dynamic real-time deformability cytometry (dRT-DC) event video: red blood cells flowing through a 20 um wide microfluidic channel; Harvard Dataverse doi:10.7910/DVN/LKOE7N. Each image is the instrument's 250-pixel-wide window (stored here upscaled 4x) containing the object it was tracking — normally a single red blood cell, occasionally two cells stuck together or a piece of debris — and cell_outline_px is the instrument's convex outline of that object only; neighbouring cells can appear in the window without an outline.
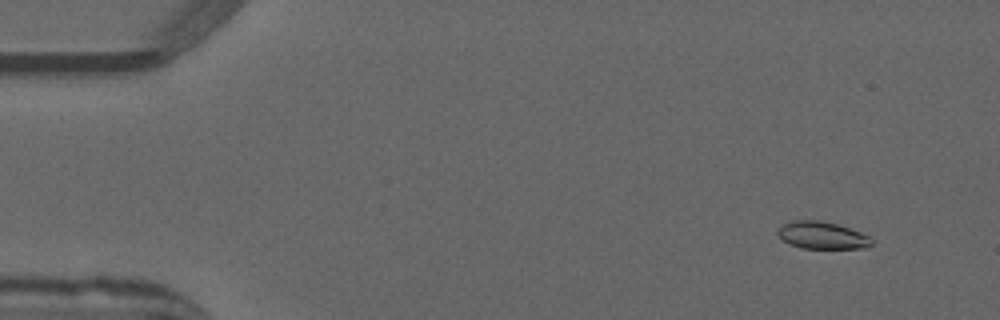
{"species": "common noctule bat (a hibernating species)", "species_latin": "Nyctalus noctula", "temperature_condition": "warm", "stored_images_in_passage": 52, "camera_frame_rate_fps": 3000, "um_per_image_px": 0.085, "animal": {"sex": "male", "forearm_length_mm": 52.5}, "frame": {"image": 1, "passage_image": 5, "time_ms": 1.333, "image_size_px": [1000, 320], "cell_outline_px": [[872, 244], [868, 248], [800, 248], [788, 244], [776, 232], [784, 224], [792, 220], [820, 220], [836, 224], [860, 232], [868, 236], [872, 240]], "centroid_in_image_um": [69.87, 20.01], "position_along_channel_um": 15.1, "area_um2": 14.8}}
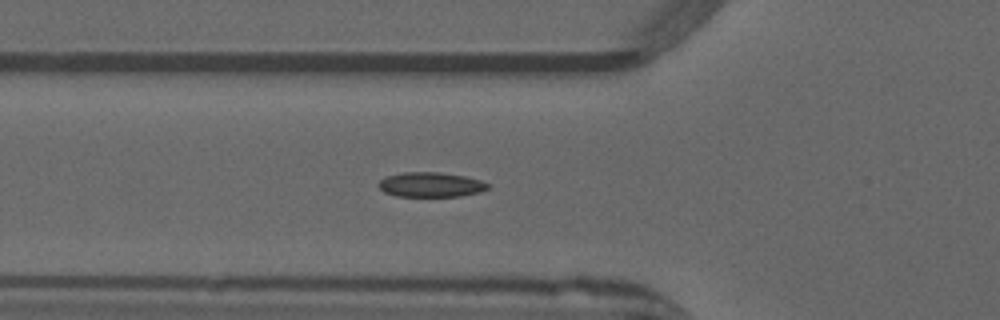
{"frame": {"image": 2, "passage_image": 19, "time_ms": 6.0, "image_size_px": [1000, 320], "cell_outline_px": [[488, 188], [480, 192], [460, 196], [396, 196], [384, 192], [376, 184], [380, 180], [388, 176], [404, 172], [440, 172], [464, 176], [480, 180], [488, 184]], "centroid_in_image_um": [36.59, 15.69], "position_along_channel_um": 89.2, "area_um2": 15.66}}
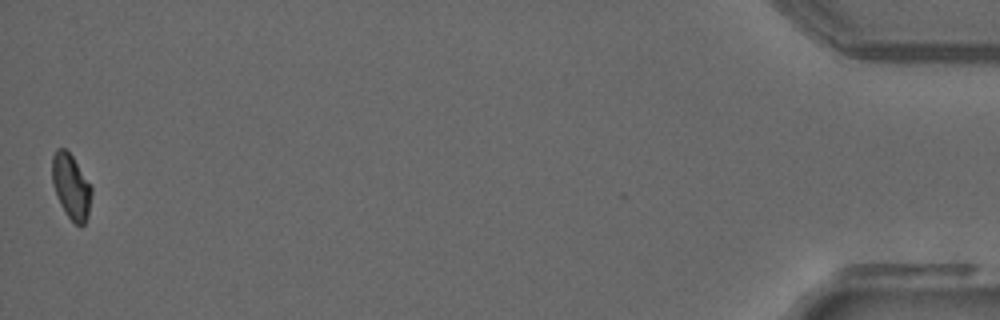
{"frame": {"image": 3, "passage_image": 52, "time_ms": 17.0, "image_size_px": [1000, 320], "cell_outline_px": [[92, 196], [88, 216], [84, 224], [80, 228], [68, 216], [60, 204], [52, 184], [52, 156], [56, 148], [64, 148], [72, 156], [92, 188]], "centroid_in_image_um": [6.04, 15.87], "position_along_channel_um": 429.2, "area_um2": 14.85}, "authors_computed_cell_mechanics": {"area_um2": 15.3459, "velocity_mm_per_s": 3.9701, "shape_relaxation_time_tau1_ms": null, "shape_relaxation_time_tau2_ms": 4.2587, "deformation_change_tau1": null, "deformation_change_tau2": 0.0819}}